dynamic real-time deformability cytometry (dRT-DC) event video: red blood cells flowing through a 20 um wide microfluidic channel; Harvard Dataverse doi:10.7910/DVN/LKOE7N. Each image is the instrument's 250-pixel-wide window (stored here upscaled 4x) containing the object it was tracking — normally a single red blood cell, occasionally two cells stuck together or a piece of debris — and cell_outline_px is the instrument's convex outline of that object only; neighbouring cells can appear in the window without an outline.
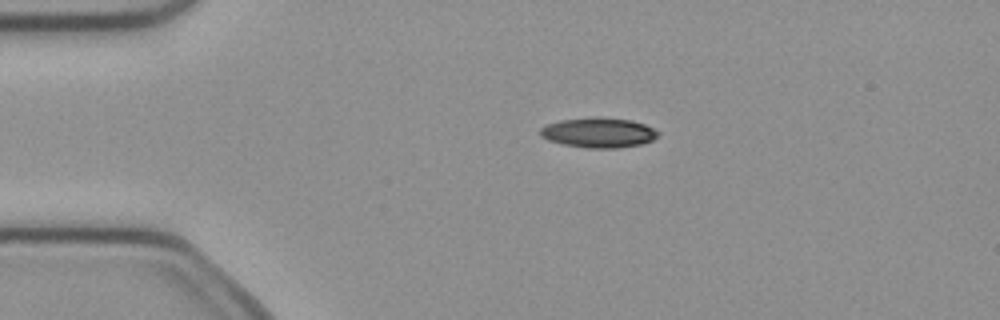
{"species": "common noctule bat (a hibernating species)", "species_latin": "Nyctalus noctula", "temperature_condition": "cold", "stored_images_in_passage": 2, "camera_frame_rate_fps": 3000, "um_per_image_px": 0.085, "animal": {"sex": "female", "body_mass_g": 21.9}, "frame": {"image": 1, "passage_image": 1, "time_ms": 0.0, "image_size_px": [1000, 320], "cell_outline_px": [[660, 136], [652, 140], [640, 144], [616, 148], [588, 148], [564, 144], [548, 140], [540, 132], [540, 128], [548, 124], [560, 120], [592, 116], [596, 116], [632, 120], [644, 124], [660, 132]], "centroid_in_image_um": [50.91, 11.26], "position_along_channel_um": 34.1, "area_um2": 20.58}}